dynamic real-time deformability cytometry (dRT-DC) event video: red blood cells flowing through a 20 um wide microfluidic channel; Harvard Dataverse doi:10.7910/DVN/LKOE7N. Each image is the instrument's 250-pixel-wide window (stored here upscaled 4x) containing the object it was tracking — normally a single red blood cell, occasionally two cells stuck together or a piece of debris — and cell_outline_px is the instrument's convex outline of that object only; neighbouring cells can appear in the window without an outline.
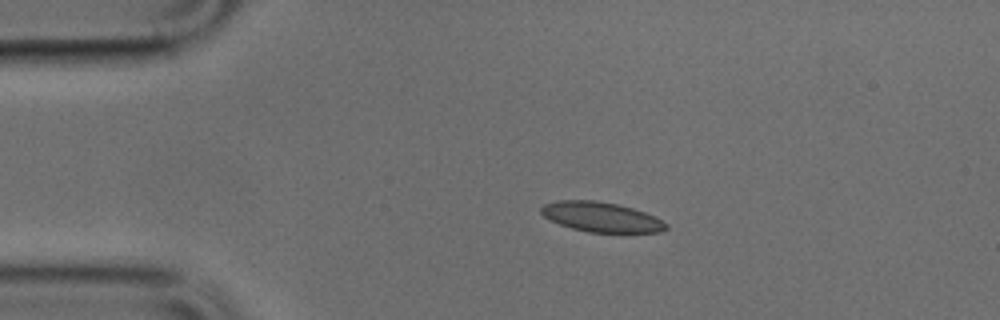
{"species": "common noctule bat (a hibernating species)", "species_latin": "Nyctalus noctula", "temperature_condition": "cold", "stored_images_in_passage": 49, "camera_frame_rate_fps": 3000, "um_per_image_px": 0.085, "animal": {"sex": "male", "body_mass_g": 17.9, "forearm_length_mm": 54.2}, "frame": {"image": 1, "passage_image": 9, "time_ms": 2.667, "image_size_px": [1000, 320], "cell_outline_px": [[668, 228], [660, 232], [588, 232], [572, 228], [560, 224], [544, 216], [540, 212], [540, 208], [544, 204], [556, 200], [592, 200], [616, 204], [632, 208], [644, 212], [668, 224]], "centroid_in_image_um": [51.08, 18.44], "position_along_channel_um": 33.9, "area_um2": 21.44}}
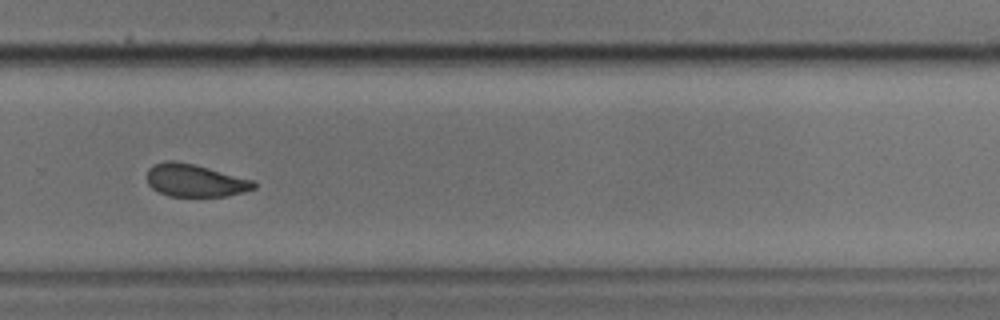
{"frame": {"image": 2, "passage_image": 33, "time_ms": 10.667, "image_size_px": [1000, 320], "cell_outline_px": [[256, 188], [244, 192], [228, 196], [168, 196], [152, 188], [148, 184], [148, 168], [152, 164], [168, 160], [172, 160], [192, 164], [208, 168], [252, 180], [256, 184]], "centroid_in_image_um": [16.56, 15.34], "position_along_channel_um": 313.2, "area_um2": 20.11}}
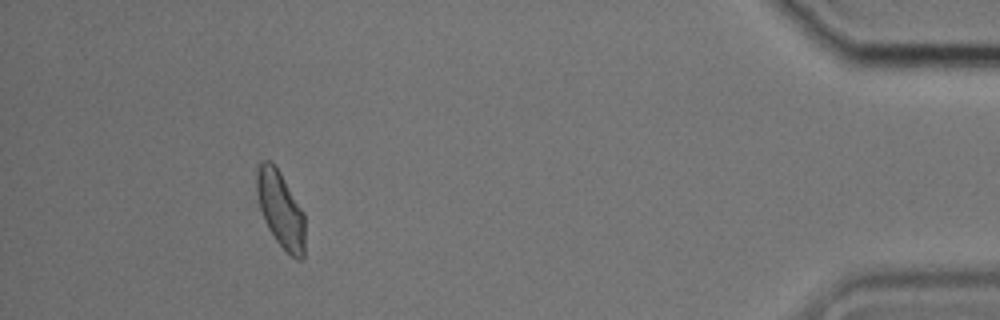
{"frame": {"image": 3, "passage_image": 45, "time_ms": 14.667, "image_size_px": [1000, 320], "cell_outline_px": [[304, 256], [300, 260], [296, 260], [276, 240], [268, 228], [264, 220], [256, 196], [256, 172], [260, 164], [264, 160], [268, 160], [280, 172], [304, 212]], "centroid_in_image_um": [23.84, 17.81], "position_along_channel_um": 411.4, "area_um2": 21.27}}